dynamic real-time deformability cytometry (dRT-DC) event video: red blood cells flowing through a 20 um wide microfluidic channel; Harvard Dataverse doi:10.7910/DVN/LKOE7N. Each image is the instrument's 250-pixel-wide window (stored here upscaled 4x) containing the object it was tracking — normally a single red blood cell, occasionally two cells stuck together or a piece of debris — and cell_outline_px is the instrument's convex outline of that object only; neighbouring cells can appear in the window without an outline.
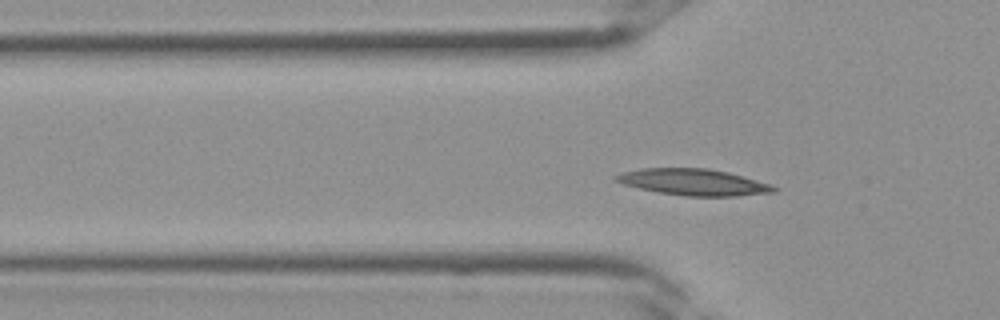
{"species": "Egyptian fruit bat (a non-hibernating species)", "species_latin": "Rousettus aegyptiacus", "temperature_condition": "room temperature", "stored_images_in_passage": 3, "camera_frame_rate_fps": 3000, "um_per_image_px": 0.085, "frame": {"image": 1, "passage_image": 3, "time_ms": 0.667, "image_size_px": [1000, 320], "cell_outline_px": [[780, 188], [776, 192], [736, 196], [688, 196], [660, 192], [640, 188], [624, 184], [612, 180], [612, 176], [624, 172], [640, 168], [708, 168], [728, 172], [772, 184]], "centroid_in_image_um": [58.98, 15.48], "position_along_channel_um": 66.8, "area_um2": 24.33}}